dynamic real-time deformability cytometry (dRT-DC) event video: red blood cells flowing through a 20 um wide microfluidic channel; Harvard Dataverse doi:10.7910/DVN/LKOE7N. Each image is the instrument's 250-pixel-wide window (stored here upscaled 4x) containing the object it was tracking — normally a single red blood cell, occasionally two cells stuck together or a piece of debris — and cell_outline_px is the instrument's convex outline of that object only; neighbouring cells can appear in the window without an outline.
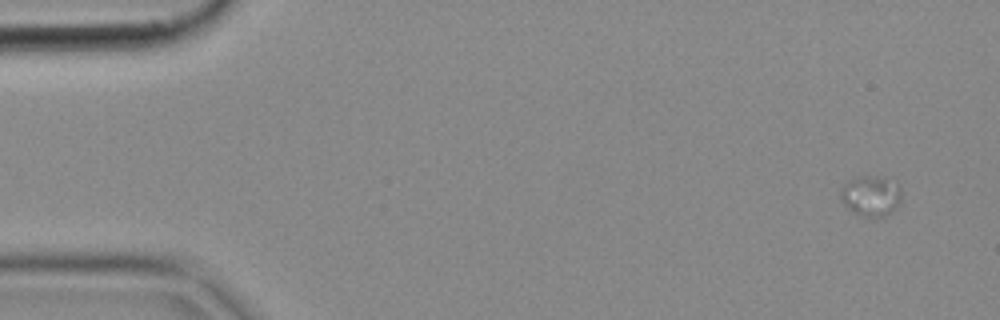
{"species": "common noctule bat (a hibernating species)", "species_latin": "Nyctalus noctula", "temperature_condition": "cold", "stored_images_in_passage": 5, "camera_frame_rate_fps": 3000, "um_per_image_px": 0.085, "animal": {"sex": "female", "body_mass_g": 18.4}, "frame": {"image": 1, "passage_image": 1, "time_ms": 0.0, "image_size_px": [1000, 320], "cell_outline_px": [[900, 204], [892, 212], [884, 216], [860, 216], [852, 212], [840, 200], [840, 192], [844, 184], [848, 180], [864, 176], [868, 176], [884, 180], [900, 188]], "centroid_in_image_um": [73.97, 16.7], "position_along_channel_um": 11.0, "area_um2": 13.87}}